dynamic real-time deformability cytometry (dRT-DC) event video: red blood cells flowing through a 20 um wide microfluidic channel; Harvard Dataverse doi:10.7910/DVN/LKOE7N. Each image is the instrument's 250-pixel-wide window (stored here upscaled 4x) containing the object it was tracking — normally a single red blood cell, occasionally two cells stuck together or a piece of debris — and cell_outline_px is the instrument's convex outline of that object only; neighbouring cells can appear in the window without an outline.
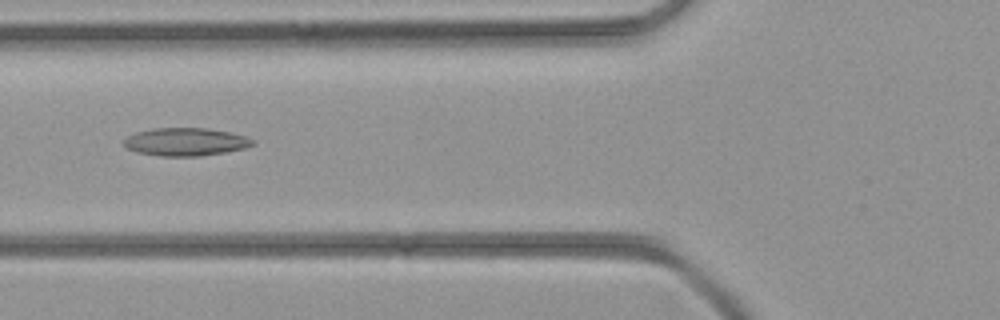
{"species": "common noctule bat (a hibernating species)", "species_latin": "Nyctalus noctula", "temperature_condition": "room temperature", "stored_images_in_passage": 41, "camera_frame_rate_fps": 3000, "um_per_image_px": 0.085, "animal": {"sex": "female", "body_mass_g": 21.9}, "frame": {"image": 1, "passage_image": 17, "time_ms": 5.333, "image_size_px": [1000, 320], "cell_outline_px": [[256, 144], [244, 148], [224, 152], [200, 156], [164, 156], [140, 152], [128, 148], [124, 144], [124, 140], [128, 136], [136, 132], [156, 128], [204, 128], [232, 132], [256, 140]], "centroid_in_image_um": [15.84, 12.05], "position_along_channel_um": 110.0, "area_um2": 20.75}}
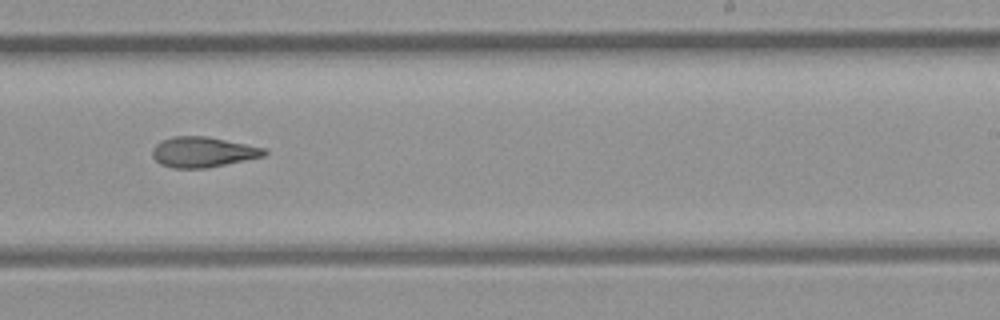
{"frame": {"image": 2, "passage_image": 27, "time_ms": 8.667, "image_size_px": [1000, 320], "cell_outline_px": [[268, 152], [264, 156], [204, 168], [176, 168], [160, 164], [152, 156], [152, 148], [156, 144], [172, 136], [208, 136], [264, 148]], "centroid_in_image_um": [17.22, 12.91], "position_along_channel_um": 271.8, "area_um2": 19.54}}
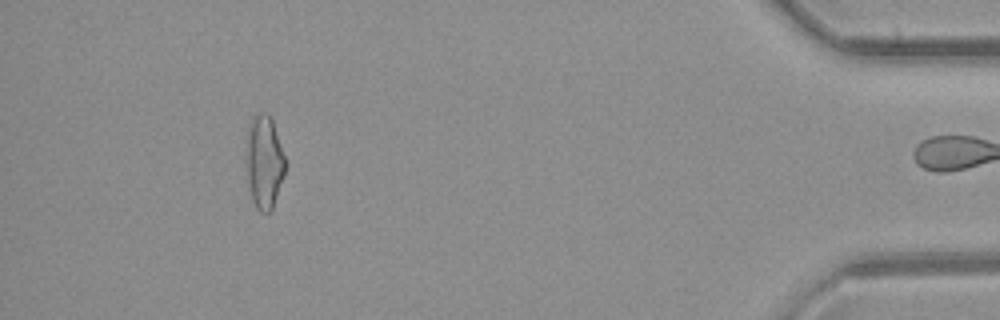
{"frame": {"image": 3, "passage_image": 40, "time_ms": 13.0, "image_size_px": [1000, 320], "cell_outline_px": [[284, 176], [272, 208], [268, 212], [260, 212], [256, 208], [252, 200], [248, 180], [248, 124], [252, 116], [256, 112], [268, 112], [272, 120], [284, 156]], "centroid_in_image_um": [22.46, 13.73], "position_along_channel_um": 412.7, "area_um2": 20.63}}